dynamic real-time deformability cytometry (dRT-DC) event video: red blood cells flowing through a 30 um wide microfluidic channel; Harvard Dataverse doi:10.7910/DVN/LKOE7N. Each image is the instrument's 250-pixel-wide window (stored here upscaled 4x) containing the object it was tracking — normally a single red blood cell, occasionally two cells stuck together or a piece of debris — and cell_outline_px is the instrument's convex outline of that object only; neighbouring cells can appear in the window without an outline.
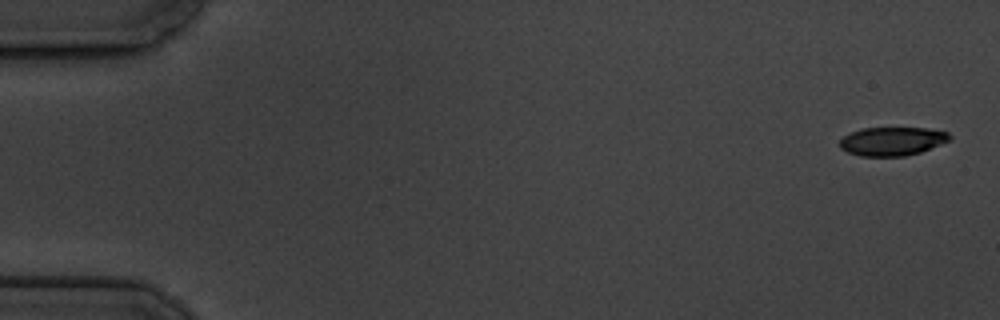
{"species": "common noctule bat (a hibernating species)", "species_latin": "Nyctalus noctula", "temperature_condition": "cold", "stored_images_in_passage": 7, "camera_frame_rate_fps": 3000, "um_per_image_px": 0.085, "animal": {"sex": "male", "body_mass_g": 19.5, "forearm_length_mm": 54.6}, "frame": {"image": 1, "passage_image": 1, "time_ms": 0.0, "image_size_px": [1000, 320], "cell_outline_px": [[952, 140], [920, 152], [904, 156], [860, 156], [848, 152], [840, 148], [840, 140], [844, 136], [852, 132], [864, 128], [928, 128], [948, 132], [952, 136]], "centroid_in_image_um": [75.87, 12.0], "position_along_channel_um": 9.1, "area_um2": 18.32}}
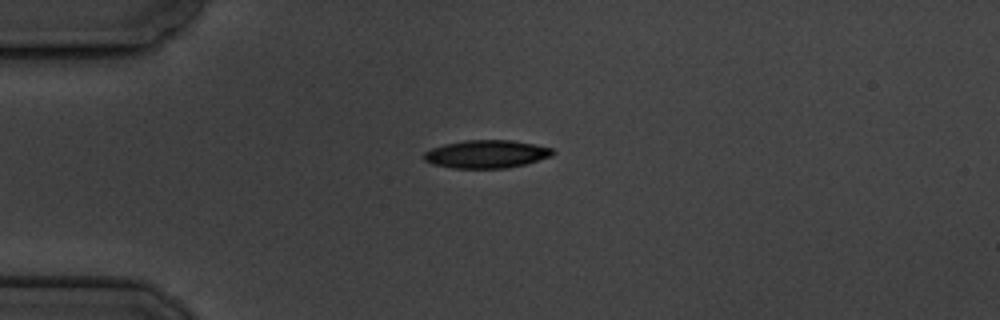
{"frame": {"image": 2, "passage_image": 4, "time_ms": 4.333, "image_size_px": [1000, 320], "cell_outline_px": [[556, 152], [552, 156], [524, 164], [508, 168], [452, 168], [432, 164], [424, 160], [424, 152], [432, 148], [444, 144], [464, 140], [512, 140], [552, 148]], "centroid_in_image_um": [41.34, 13.1], "position_along_channel_um": 43.7, "area_um2": 20.98}}
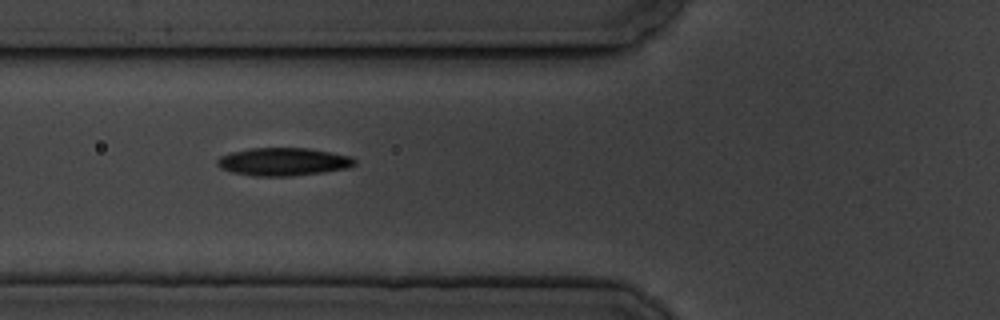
{"frame": {"image": 3, "passage_image": 6, "time_ms": 6.667, "image_size_px": [1000, 320], "cell_outline_px": [[356, 164], [348, 168], [324, 172], [292, 176], [252, 176], [232, 172], [220, 168], [216, 164], [216, 160], [220, 156], [232, 152], [252, 148], [308, 148], [352, 156], [356, 160]], "centroid_in_image_um": [24.09, 13.75], "position_along_channel_um": 101.7, "area_um2": 22.48}}